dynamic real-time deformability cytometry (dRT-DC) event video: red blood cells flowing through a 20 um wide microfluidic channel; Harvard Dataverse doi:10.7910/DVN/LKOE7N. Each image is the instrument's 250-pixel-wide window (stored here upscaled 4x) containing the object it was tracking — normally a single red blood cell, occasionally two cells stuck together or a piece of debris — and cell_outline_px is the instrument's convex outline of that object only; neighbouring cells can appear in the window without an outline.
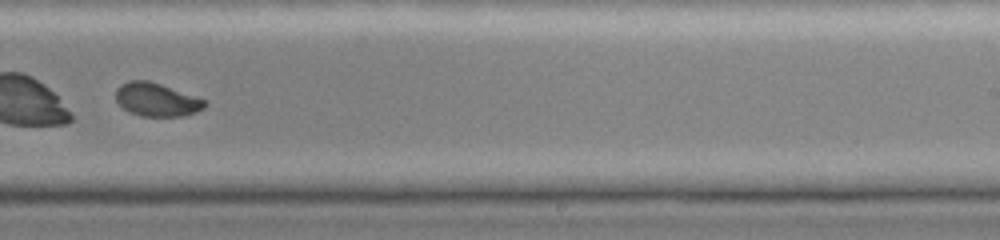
{"species": "common noctule bat (a hibernating species)", "species_latin": "Nyctalus noctula", "temperature_condition": "cold", "stored_images_in_passage": 43, "camera_frame_rate_fps": 3000, "um_per_image_px": 0.085, "animal": {"sex": "female", "body_mass_g": 19.0, "forearm_length_mm": 51.5}, "frame": {"image": 1, "passage_image": 29, "time_ms": 9.333, "image_size_px": [1000, 240], "cell_outline_px": [[208, 104], [204, 108], [196, 112], [184, 116], [140, 116], [128, 112], [116, 100], [116, 88], [120, 84], [128, 80], [148, 80], [208, 100]], "centroid_in_image_um": [13.33, 8.47], "position_along_channel_um": 275.7, "area_um2": 17.46}}
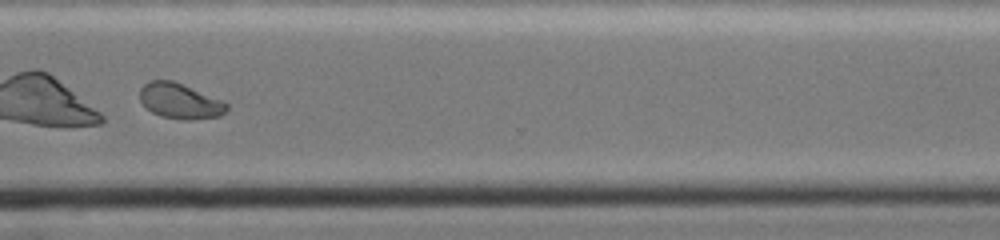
{"frame": {"image": 2, "passage_image": 35, "time_ms": 11.333, "image_size_px": [1000, 240], "cell_outline_px": [[228, 108], [220, 116], [188, 120], [184, 120], [160, 116], [152, 112], [140, 100], [140, 88], [144, 84], [152, 80], [172, 80], [220, 100], [228, 104]], "centroid_in_image_um": [15.27, 8.59], "position_along_channel_um": 355.3, "area_um2": 17.57}, "authors_computed_cell_mechanics": {"area_um2": 18.4382, "velocity_mm_per_s": 3.9399, "shape_relaxation_time_tau1_ms": 3.9768, "shape_relaxation_time_tau2_ms": null, "deformation_change_tau1": 0.131, "deformation_change_tau2": null}}